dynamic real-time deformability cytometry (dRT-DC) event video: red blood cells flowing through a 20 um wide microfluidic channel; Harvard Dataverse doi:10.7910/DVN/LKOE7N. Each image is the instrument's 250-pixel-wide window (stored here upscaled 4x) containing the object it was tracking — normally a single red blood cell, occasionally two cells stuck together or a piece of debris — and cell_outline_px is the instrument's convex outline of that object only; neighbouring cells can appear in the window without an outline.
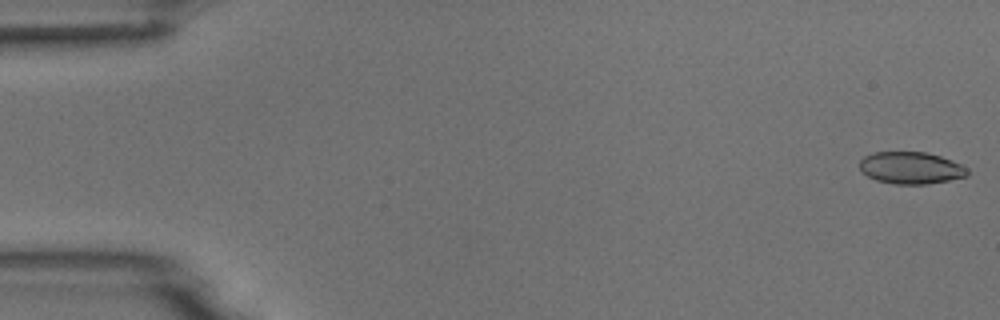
{"species": "common noctule bat (a hibernating species)", "species_latin": "Nyctalus noctula", "temperature_condition": "room temperature", "stored_images_in_passage": 15, "camera_frame_rate_fps": 3000, "um_per_image_px": 0.085, "animal": {"sex": "male", "body_mass_g": 18.8}, "frame": {"image": 1, "passage_image": 1, "time_ms": 0.0, "image_size_px": [1000, 320], "cell_outline_px": [[968, 176], [928, 184], [892, 184], [876, 180], [860, 172], [860, 160], [864, 156], [872, 152], [924, 152], [940, 156], [952, 160], [968, 168]], "centroid_in_image_um": [77.4, 14.27], "position_along_channel_um": 7.6, "area_um2": 20.23}}
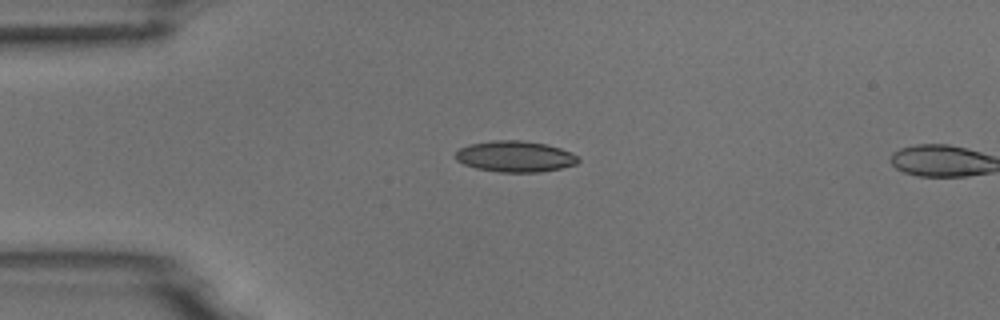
{"frame": {"image": 2, "passage_image": 13, "time_ms": 4.0, "image_size_px": [1000, 320], "cell_outline_px": [[580, 160], [576, 164], [560, 168], [540, 172], [500, 172], [476, 168], [464, 164], [456, 160], [456, 152], [460, 148], [468, 144], [492, 140], [520, 140], [544, 144], [560, 148], [572, 152]], "centroid_in_image_um": [43.77, 13.29], "position_along_channel_um": 41.2, "area_um2": 22.14}}